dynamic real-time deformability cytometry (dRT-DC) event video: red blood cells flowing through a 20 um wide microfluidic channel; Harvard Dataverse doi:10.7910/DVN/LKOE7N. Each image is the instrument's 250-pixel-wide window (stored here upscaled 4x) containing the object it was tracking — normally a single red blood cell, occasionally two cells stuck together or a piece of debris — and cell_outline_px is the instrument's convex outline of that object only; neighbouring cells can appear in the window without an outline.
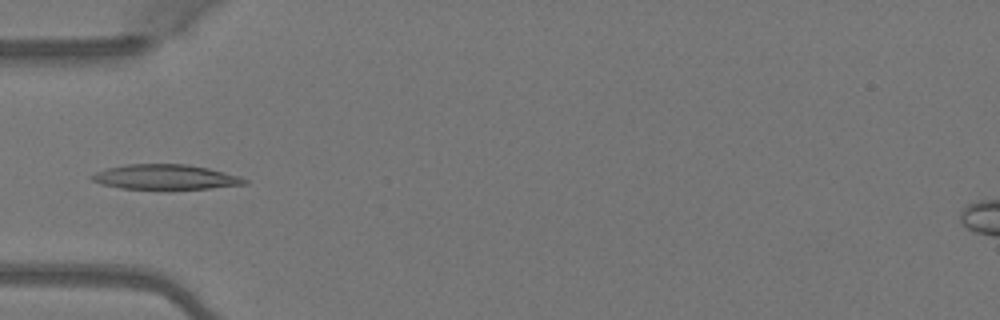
{"species": "Egyptian fruit bat (a non-hibernating species)", "species_latin": "Rousettus aegyptiacus", "temperature_condition": "warm", "stored_images_in_passage": 5, "camera_frame_rate_fps": 3000, "um_per_image_px": 0.085, "animal": {"sex": "female"}, "frame": {"image": 1, "passage_image": 4, "time_ms": 1.0, "image_size_px": [1000, 320], "cell_outline_px": [[248, 184], [208, 188], [120, 188], [100, 184], [92, 180], [88, 176], [96, 172], [108, 168], [128, 164], [188, 164], [208, 168], [240, 176], [248, 180]], "centroid_in_image_um": [14.05, 15.03], "position_along_channel_um": 70.9, "area_um2": 21.91}}
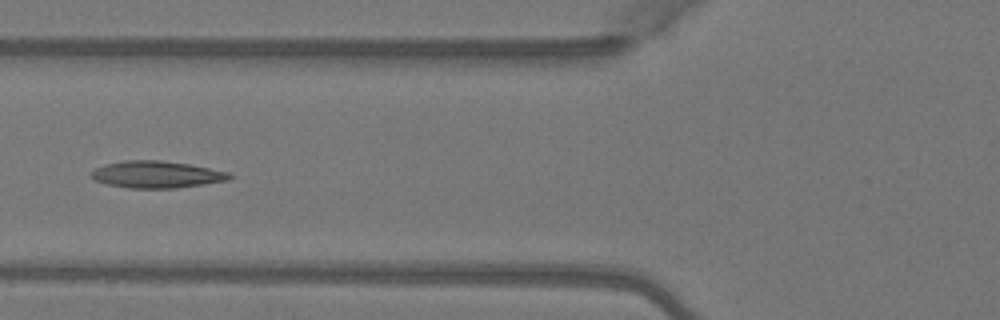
{"frame": {"image": 2, "passage_image": 5, "time_ms": 1.333, "image_size_px": [1000, 320], "cell_outline_px": [[236, 176], [228, 180], [176, 188], [128, 188], [108, 184], [96, 180], [88, 176], [96, 168], [104, 164], [124, 160], [160, 160], [188, 164], [232, 172]], "centroid_in_image_um": [13.34, 14.82], "position_along_channel_um": 112.5, "area_um2": 21.79}}